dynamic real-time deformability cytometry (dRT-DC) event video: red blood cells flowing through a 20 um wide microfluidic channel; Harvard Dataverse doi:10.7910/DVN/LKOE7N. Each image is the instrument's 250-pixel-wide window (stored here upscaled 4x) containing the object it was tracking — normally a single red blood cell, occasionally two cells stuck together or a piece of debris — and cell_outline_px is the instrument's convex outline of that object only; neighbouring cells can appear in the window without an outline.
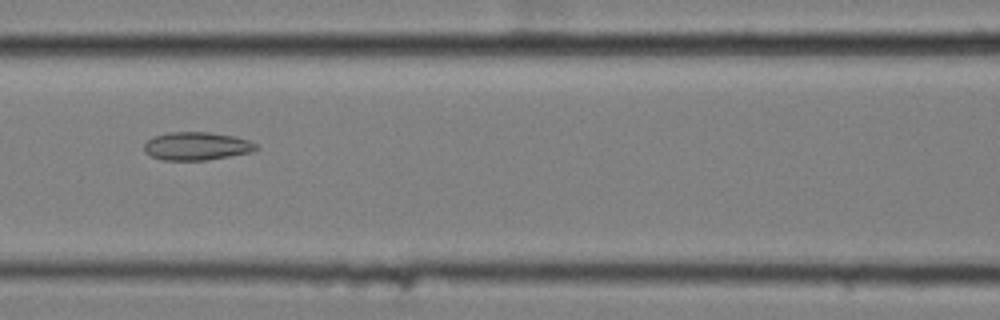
{"species": "common noctule bat (a hibernating species)", "species_latin": "Nyctalus noctula", "temperature_condition": "cold", "stored_images_in_passage": 9, "camera_frame_rate_fps": 3000, "um_per_image_px": 0.085, "animal": {"sex": "female", "body_mass_g": 25.1}, "frame": {"image": 1, "passage_image": 8, "time_ms": 2.333, "image_size_px": [1000, 320], "cell_outline_px": [[260, 148], [252, 152], [208, 160], [164, 160], [152, 156], [144, 152], [144, 144], [152, 136], [168, 132], [208, 132], [236, 136], [248, 140], [256, 144]], "centroid_in_image_um": [16.73, 12.41], "position_along_channel_um": 149.9, "area_um2": 18.5}}
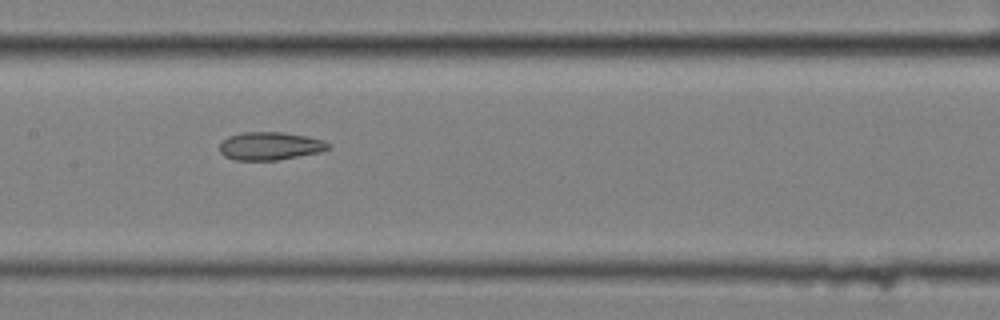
{"frame": {"image": 2, "passage_image": 9, "time_ms": 2.667, "image_size_px": [1000, 320], "cell_outline_px": [[332, 148], [320, 152], [276, 160], [236, 160], [224, 156], [220, 152], [220, 144], [228, 136], [244, 132], [280, 132], [308, 136], [324, 140], [332, 144]], "centroid_in_image_um": [23.0, 12.41], "position_along_channel_um": 184.4, "area_um2": 17.8}}